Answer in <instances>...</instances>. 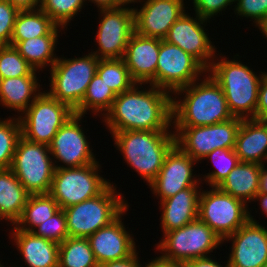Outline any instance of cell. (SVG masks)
<instances>
[{
    "mask_svg": "<svg viewBox=\"0 0 267 267\" xmlns=\"http://www.w3.org/2000/svg\"><path fill=\"white\" fill-rule=\"evenodd\" d=\"M256 119H267V72L265 71L259 86L258 103L256 107Z\"/></svg>",
    "mask_w": 267,
    "mask_h": 267,
    "instance_id": "42",
    "label": "cell"
},
{
    "mask_svg": "<svg viewBox=\"0 0 267 267\" xmlns=\"http://www.w3.org/2000/svg\"><path fill=\"white\" fill-rule=\"evenodd\" d=\"M60 206L48 194L30 195L20 219L14 225L17 229L32 232L38 225L52 217Z\"/></svg>",
    "mask_w": 267,
    "mask_h": 267,
    "instance_id": "30",
    "label": "cell"
},
{
    "mask_svg": "<svg viewBox=\"0 0 267 267\" xmlns=\"http://www.w3.org/2000/svg\"><path fill=\"white\" fill-rule=\"evenodd\" d=\"M19 117L0 118V169L11 167L16 145L21 137Z\"/></svg>",
    "mask_w": 267,
    "mask_h": 267,
    "instance_id": "34",
    "label": "cell"
},
{
    "mask_svg": "<svg viewBox=\"0 0 267 267\" xmlns=\"http://www.w3.org/2000/svg\"><path fill=\"white\" fill-rule=\"evenodd\" d=\"M29 196L10 168L0 169V221L5 220L15 225L22 215Z\"/></svg>",
    "mask_w": 267,
    "mask_h": 267,
    "instance_id": "27",
    "label": "cell"
},
{
    "mask_svg": "<svg viewBox=\"0 0 267 267\" xmlns=\"http://www.w3.org/2000/svg\"><path fill=\"white\" fill-rule=\"evenodd\" d=\"M172 96L173 127L207 126L233 118L222 88L207 72Z\"/></svg>",
    "mask_w": 267,
    "mask_h": 267,
    "instance_id": "2",
    "label": "cell"
},
{
    "mask_svg": "<svg viewBox=\"0 0 267 267\" xmlns=\"http://www.w3.org/2000/svg\"><path fill=\"white\" fill-rule=\"evenodd\" d=\"M206 158L215 167V170L203 175L204 179L201 180L208 183L209 187H217L240 162L234 149H215L203 160Z\"/></svg>",
    "mask_w": 267,
    "mask_h": 267,
    "instance_id": "35",
    "label": "cell"
},
{
    "mask_svg": "<svg viewBox=\"0 0 267 267\" xmlns=\"http://www.w3.org/2000/svg\"><path fill=\"white\" fill-rule=\"evenodd\" d=\"M98 62L99 58L91 52L78 58L58 57L50 69L48 93L74 111L96 74Z\"/></svg>",
    "mask_w": 267,
    "mask_h": 267,
    "instance_id": "6",
    "label": "cell"
},
{
    "mask_svg": "<svg viewBox=\"0 0 267 267\" xmlns=\"http://www.w3.org/2000/svg\"><path fill=\"white\" fill-rule=\"evenodd\" d=\"M156 248L161 257L167 260L187 262L198 258L210 257L223 240L199 218L184 227L163 234Z\"/></svg>",
    "mask_w": 267,
    "mask_h": 267,
    "instance_id": "7",
    "label": "cell"
},
{
    "mask_svg": "<svg viewBox=\"0 0 267 267\" xmlns=\"http://www.w3.org/2000/svg\"><path fill=\"white\" fill-rule=\"evenodd\" d=\"M96 73L116 95L135 84L123 59H99Z\"/></svg>",
    "mask_w": 267,
    "mask_h": 267,
    "instance_id": "33",
    "label": "cell"
},
{
    "mask_svg": "<svg viewBox=\"0 0 267 267\" xmlns=\"http://www.w3.org/2000/svg\"><path fill=\"white\" fill-rule=\"evenodd\" d=\"M138 253L137 251L131 257L123 260L105 262L98 267H143L142 264H140Z\"/></svg>",
    "mask_w": 267,
    "mask_h": 267,
    "instance_id": "43",
    "label": "cell"
},
{
    "mask_svg": "<svg viewBox=\"0 0 267 267\" xmlns=\"http://www.w3.org/2000/svg\"><path fill=\"white\" fill-rule=\"evenodd\" d=\"M259 201L261 212L267 216V193H258L254 199V202Z\"/></svg>",
    "mask_w": 267,
    "mask_h": 267,
    "instance_id": "48",
    "label": "cell"
},
{
    "mask_svg": "<svg viewBox=\"0 0 267 267\" xmlns=\"http://www.w3.org/2000/svg\"><path fill=\"white\" fill-rule=\"evenodd\" d=\"M74 114L46 90L21 114V135L28 141L49 145L63 124Z\"/></svg>",
    "mask_w": 267,
    "mask_h": 267,
    "instance_id": "11",
    "label": "cell"
},
{
    "mask_svg": "<svg viewBox=\"0 0 267 267\" xmlns=\"http://www.w3.org/2000/svg\"><path fill=\"white\" fill-rule=\"evenodd\" d=\"M207 70L180 47L160 39L156 87L173 94L203 77Z\"/></svg>",
    "mask_w": 267,
    "mask_h": 267,
    "instance_id": "13",
    "label": "cell"
},
{
    "mask_svg": "<svg viewBox=\"0 0 267 267\" xmlns=\"http://www.w3.org/2000/svg\"><path fill=\"white\" fill-rule=\"evenodd\" d=\"M266 164L262 165L260 172L259 193H267V168Z\"/></svg>",
    "mask_w": 267,
    "mask_h": 267,
    "instance_id": "47",
    "label": "cell"
},
{
    "mask_svg": "<svg viewBox=\"0 0 267 267\" xmlns=\"http://www.w3.org/2000/svg\"><path fill=\"white\" fill-rule=\"evenodd\" d=\"M49 146L20 137L10 169L30 195L48 194L55 173Z\"/></svg>",
    "mask_w": 267,
    "mask_h": 267,
    "instance_id": "8",
    "label": "cell"
},
{
    "mask_svg": "<svg viewBox=\"0 0 267 267\" xmlns=\"http://www.w3.org/2000/svg\"><path fill=\"white\" fill-rule=\"evenodd\" d=\"M234 14L250 18L259 30L267 23V0H235Z\"/></svg>",
    "mask_w": 267,
    "mask_h": 267,
    "instance_id": "39",
    "label": "cell"
},
{
    "mask_svg": "<svg viewBox=\"0 0 267 267\" xmlns=\"http://www.w3.org/2000/svg\"><path fill=\"white\" fill-rule=\"evenodd\" d=\"M111 183L101 194L63 209L67 220L68 237L88 238L109 225L128 206L125 196Z\"/></svg>",
    "mask_w": 267,
    "mask_h": 267,
    "instance_id": "5",
    "label": "cell"
},
{
    "mask_svg": "<svg viewBox=\"0 0 267 267\" xmlns=\"http://www.w3.org/2000/svg\"><path fill=\"white\" fill-rule=\"evenodd\" d=\"M40 236L57 243H62L68 238L67 220L63 209H59L52 217L38 225L33 231Z\"/></svg>",
    "mask_w": 267,
    "mask_h": 267,
    "instance_id": "38",
    "label": "cell"
},
{
    "mask_svg": "<svg viewBox=\"0 0 267 267\" xmlns=\"http://www.w3.org/2000/svg\"><path fill=\"white\" fill-rule=\"evenodd\" d=\"M145 267H184V263L156 256V258L151 259L148 263H145Z\"/></svg>",
    "mask_w": 267,
    "mask_h": 267,
    "instance_id": "45",
    "label": "cell"
},
{
    "mask_svg": "<svg viewBox=\"0 0 267 267\" xmlns=\"http://www.w3.org/2000/svg\"><path fill=\"white\" fill-rule=\"evenodd\" d=\"M11 229V238L15 242L13 245H16L27 267H58L59 243L17 229L14 225Z\"/></svg>",
    "mask_w": 267,
    "mask_h": 267,
    "instance_id": "23",
    "label": "cell"
},
{
    "mask_svg": "<svg viewBox=\"0 0 267 267\" xmlns=\"http://www.w3.org/2000/svg\"><path fill=\"white\" fill-rule=\"evenodd\" d=\"M133 7L135 32L146 37L164 39L170 27L186 11L184 0H139Z\"/></svg>",
    "mask_w": 267,
    "mask_h": 267,
    "instance_id": "19",
    "label": "cell"
},
{
    "mask_svg": "<svg viewBox=\"0 0 267 267\" xmlns=\"http://www.w3.org/2000/svg\"><path fill=\"white\" fill-rule=\"evenodd\" d=\"M88 238L68 237L59 244L58 267H98Z\"/></svg>",
    "mask_w": 267,
    "mask_h": 267,
    "instance_id": "32",
    "label": "cell"
},
{
    "mask_svg": "<svg viewBox=\"0 0 267 267\" xmlns=\"http://www.w3.org/2000/svg\"><path fill=\"white\" fill-rule=\"evenodd\" d=\"M83 117L74 113L48 145L56 168L81 167L98 162L80 124Z\"/></svg>",
    "mask_w": 267,
    "mask_h": 267,
    "instance_id": "15",
    "label": "cell"
},
{
    "mask_svg": "<svg viewBox=\"0 0 267 267\" xmlns=\"http://www.w3.org/2000/svg\"><path fill=\"white\" fill-rule=\"evenodd\" d=\"M129 206L109 225L88 237L98 265L131 257L136 251L134 237L127 231L122 216L127 215Z\"/></svg>",
    "mask_w": 267,
    "mask_h": 267,
    "instance_id": "20",
    "label": "cell"
},
{
    "mask_svg": "<svg viewBox=\"0 0 267 267\" xmlns=\"http://www.w3.org/2000/svg\"><path fill=\"white\" fill-rule=\"evenodd\" d=\"M139 0H113V8L130 6L129 4L137 3Z\"/></svg>",
    "mask_w": 267,
    "mask_h": 267,
    "instance_id": "50",
    "label": "cell"
},
{
    "mask_svg": "<svg viewBox=\"0 0 267 267\" xmlns=\"http://www.w3.org/2000/svg\"><path fill=\"white\" fill-rule=\"evenodd\" d=\"M94 3L98 9L113 8V0H88ZM87 2V0H86Z\"/></svg>",
    "mask_w": 267,
    "mask_h": 267,
    "instance_id": "49",
    "label": "cell"
},
{
    "mask_svg": "<svg viewBox=\"0 0 267 267\" xmlns=\"http://www.w3.org/2000/svg\"><path fill=\"white\" fill-rule=\"evenodd\" d=\"M194 15L195 18L185 11L170 27L164 40L180 47L208 70L217 54L209 33L205 31V26L210 21Z\"/></svg>",
    "mask_w": 267,
    "mask_h": 267,
    "instance_id": "17",
    "label": "cell"
},
{
    "mask_svg": "<svg viewBox=\"0 0 267 267\" xmlns=\"http://www.w3.org/2000/svg\"><path fill=\"white\" fill-rule=\"evenodd\" d=\"M194 14H197L203 19L209 20L213 16L222 14L228 6L235 4V0H192ZM234 2V3H233Z\"/></svg>",
    "mask_w": 267,
    "mask_h": 267,
    "instance_id": "41",
    "label": "cell"
},
{
    "mask_svg": "<svg viewBox=\"0 0 267 267\" xmlns=\"http://www.w3.org/2000/svg\"><path fill=\"white\" fill-rule=\"evenodd\" d=\"M197 163L175 144L166 154L159 174L148 185L152 194L162 201L186 188L199 187L202 176L193 174Z\"/></svg>",
    "mask_w": 267,
    "mask_h": 267,
    "instance_id": "16",
    "label": "cell"
},
{
    "mask_svg": "<svg viewBox=\"0 0 267 267\" xmlns=\"http://www.w3.org/2000/svg\"><path fill=\"white\" fill-rule=\"evenodd\" d=\"M116 94L101 80L96 73L89 83L81 104L74 110V113L83 115L91 111L95 116H104L110 111ZM103 112V113H102Z\"/></svg>",
    "mask_w": 267,
    "mask_h": 267,
    "instance_id": "31",
    "label": "cell"
},
{
    "mask_svg": "<svg viewBox=\"0 0 267 267\" xmlns=\"http://www.w3.org/2000/svg\"><path fill=\"white\" fill-rule=\"evenodd\" d=\"M100 10V11H99ZM101 15L95 35L99 59H122L130 37L135 32L133 7L98 9Z\"/></svg>",
    "mask_w": 267,
    "mask_h": 267,
    "instance_id": "14",
    "label": "cell"
},
{
    "mask_svg": "<svg viewBox=\"0 0 267 267\" xmlns=\"http://www.w3.org/2000/svg\"><path fill=\"white\" fill-rule=\"evenodd\" d=\"M59 36L34 37L18 42L14 47L19 54L39 73L46 67H51L58 60L55 50Z\"/></svg>",
    "mask_w": 267,
    "mask_h": 267,
    "instance_id": "29",
    "label": "cell"
},
{
    "mask_svg": "<svg viewBox=\"0 0 267 267\" xmlns=\"http://www.w3.org/2000/svg\"><path fill=\"white\" fill-rule=\"evenodd\" d=\"M199 188L189 187L160 201L162 234L184 227L198 218L199 196L203 189Z\"/></svg>",
    "mask_w": 267,
    "mask_h": 267,
    "instance_id": "22",
    "label": "cell"
},
{
    "mask_svg": "<svg viewBox=\"0 0 267 267\" xmlns=\"http://www.w3.org/2000/svg\"><path fill=\"white\" fill-rule=\"evenodd\" d=\"M160 39L134 32L130 37L123 60L135 83L156 86V67Z\"/></svg>",
    "mask_w": 267,
    "mask_h": 267,
    "instance_id": "21",
    "label": "cell"
},
{
    "mask_svg": "<svg viewBox=\"0 0 267 267\" xmlns=\"http://www.w3.org/2000/svg\"><path fill=\"white\" fill-rule=\"evenodd\" d=\"M100 165L98 161L81 167L55 169L49 194L60 209L93 198L111 184V180L100 175Z\"/></svg>",
    "mask_w": 267,
    "mask_h": 267,
    "instance_id": "9",
    "label": "cell"
},
{
    "mask_svg": "<svg viewBox=\"0 0 267 267\" xmlns=\"http://www.w3.org/2000/svg\"><path fill=\"white\" fill-rule=\"evenodd\" d=\"M215 57L207 73L222 88L230 113L241 119H256L259 86L264 73L257 75L235 57L228 60L222 53Z\"/></svg>",
    "mask_w": 267,
    "mask_h": 267,
    "instance_id": "3",
    "label": "cell"
},
{
    "mask_svg": "<svg viewBox=\"0 0 267 267\" xmlns=\"http://www.w3.org/2000/svg\"><path fill=\"white\" fill-rule=\"evenodd\" d=\"M225 266L221 265L217 262V260H214L210 257L206 258H198L194 260H189L187 262H184V267H230L228 264V261H225L223 263H226Z\"/></svg>",
    "mask_w": 267,
    "mask_h": 267,
    "instance_id": "44",
    "label": "cell"
},
{
    "mask_svg": "<svg viewBox=\"0 0 267 267\" xmlns=\"http://www.w3.org/2000/svg\"><path fill=\"white\" fill-rule=\"evenodd\" d=\"M86 0H41L39 8L58 26L67 29V25L82 11Z\"/></svg>",
    "mask_w": 267,
    "mask_h": 267,
    "instance_id": "37",
    "label": "cell"
},
{
    "mask_svg": "<svg viewBox=\"0 0 267 267\" xmlns=\"http://www.w3.org/2000/svg\"><path fill=\"white\" fill-rule=\"evenodd\" d=\"M36 72L14 46H0V79L37 76Z\"/></svg>",
    "mask_w": 267,
    "mask_h": 267,
    "instance_id": "36",
    "label": "cell"
},
{
    "mask_svg": "<svg viewBox=\"0 0 267 267\" xmlns=\"http://www.w3.org/2000/svg\"><path fill=\"white\" fill-rule=\"evenodd\" d=\"M124 163L149 185L159 174L164 158L175 145L172 131L130 130L110 133Z\"/></svg>",
    "mask_w": 267,
    "mask_h": 267,
    "instance_id": "4",
    "label": "cell"
},
{
    "mask_svg": "<svg viewBox=\"0 0 267 267\" xmlns=\"http://www.w3.org/2000/svg\"><path fill=\"white\" fill-rule=\"evenodd\" d=\"M260 31L263 34L262 36H265L263 38H267V23L262 27V29Z\"/></svg>",
    "mask_w": 267,
    "mask_h": 267,
    "instance_id": "51",
    "label": "cell"
},
{
    "mask_svg": "<svg viewBox=\"0 0 267 267\" xmlns=\"http://www.w3.org/2000/svg\"><path fill=\"white\" fill-rule=\"evenodd\" d=\"M19 9L7 0H0V46L10 45Z\"/></svg>",
    "mask_w": 267,
    "mask_h": 267,
    "instance_id": "40",
    "label": "cell"
},
{
    "mask_svg": "<svg viewBox=\"0 0 267 267\" xmlns=\"http://www.w3.org/2000/svg\"><path fill=\"white\" fill-rule=\"evenodd\" d=\"M240 162L263 165L267 162V122L265 120L242 119L235 148Z\"/></svg>",
    "mask_w": 267,
    "mask_h": 267,
    "instance_id": "24",
    "label": "cell"
},
{
    "mask_svg": "<svg viewBox=\"0 0 267 267\" xmlns=\"http://www.w3.org/2000/svg\"><path fill=\"white\" fill-rule=\"evenodd\" d=\"M142 85L145 84L135 83L116 96L110 111L102 119L110 133L171 131L172 94L151 84L147 89Z\"/></svg>",
    "mask_w": 267,
    "mask_h": 267,
    "instance_id": "1",
    "label": "cell"
},
{
    "mask_svg": "<svg viewBox=\"0 0 267 267\" xmlns=\"http://www.w3.org/2000/svg\"><path fill=\"white\" fill-rule=\"evenodd\" d=\"M261 168L258 163L239 162L217 187L249 205L259 193Z\"/></svg>",
    "mask_w": 267,
    "mask_h": 267,
    "instance_id": "26",
    "label": "cell"
},
{
    "mask_svg": "<svg viewBox=\"0 0 267 267\" xmlns=\"http://www.w3.org/2000/svg\"><path fill=\"white\" fill-rule=\"evenodd\" d=\"M211 188L200 193L198 218L224 240L249 220L250 209L244 201Z\"/></svg>",
    "mask_w": 267,
    "mask_h": 267,
    "instance_id": "12",
    "label": "cell"
},
{
    "mask_svg": "<svg viewBox=\"0 0 267 267\" xmlns=\"http://www.w3.org/2000/svg\"><path fill=\"white\" fill-rule=\"evenodd\" d=\"M19 10L39 8L41 0H7Z\"/></svg>",
    "mask_w": 267,
    "mask_h": 267,
    "instance_id": "46",
    "label": "cell"
},
{
    "mask_svg": "<svg viewBox=\"0 0 267 267\" xmlns=\"http://www.w3.org/2000/svg\"><path fill=\"white\" fill-rule=\"evenodd\" d=\"M242 119L233 117L224 122L198 127H172L175 144L199 162L215 149H234Z\"/></svg>",
    "mask_w": 267,
    "mask_h": 267,
    "instance_id": "10",
    "label": "cell"
},
{
    "mask_svg": "<svg viewBox=\"0 0 267 267\" xmlns=\"http://www.w3.org/2000/svg\"><path fill=\"white\" fill-rule=\"evenodd\" d=\"M63 27L58 26L40 8L19 10L12 33L10 45L15 46L18 42L34 37L59 36Z\"/></svg>",
    "mask_w": 267,
    "mask_h": 267,
    "instance_id": "28",
    "label": "cell"
},
{
    "mask_svg": "<svg viewBox=\"0 0 267 267\" xmlns=\"http://www.w3.org/2000/svg\"><path fill=\"white\" fill-rule=\"evenodd\" d=\"M249 213V220L223 240L231 241L230 267H261L267 264V228Z\"/></svg>",
    "mask_w": 267,
    "mask_h": 267,
    "instance_id": "18",
    "label": "cell"
},
{
    "mask_svg": "<svg viewBox=\"0 0 267 267\" xmlns=\"http://www.w3.org/2000/svg\"><path fill=\"white\" fill-rule=\"evenodd\" d=\"M38 81L37 76L0 79V106L21 115L42 93Z\"/></svg>",
    "mask_w": 267,
    "mask_h": 267,
    "instance_id": "25",
    "label": "cell"
}]
</instances>
